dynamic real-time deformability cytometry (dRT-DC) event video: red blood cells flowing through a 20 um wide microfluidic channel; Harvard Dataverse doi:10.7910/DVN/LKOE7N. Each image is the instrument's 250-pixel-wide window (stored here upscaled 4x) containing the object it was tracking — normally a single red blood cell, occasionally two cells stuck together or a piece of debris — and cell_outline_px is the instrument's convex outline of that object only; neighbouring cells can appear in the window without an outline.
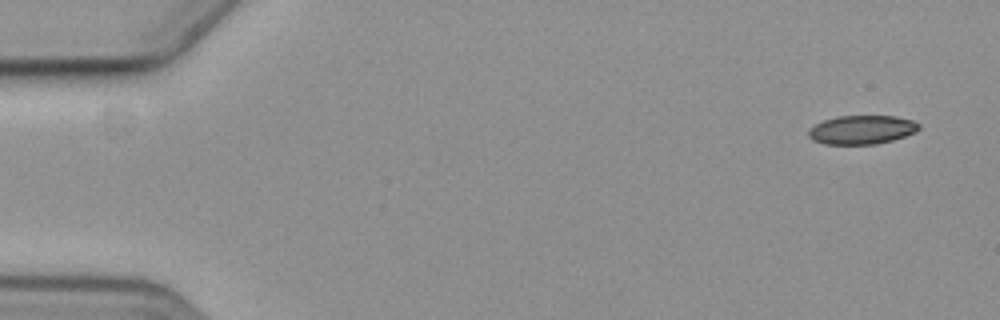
{"species": "common noctule bat (a hibernating species)", "species_latin": "Nyctalus noctula", "temperature_condition": "cold", "stored_images_in_passage": 5, "camera_frame_rate_fps": 3000, "um_per_image_px": 0.085, "animal": {"sex": "female", "body_mass_g": 19.3, "forearm_length_mm": 54.1}, "frame": {"image": 1, "passage_image": 1, "time_ms": 0.0, "image_size_px": [1000, 320], "cell_outline_px": [[920, 128], [916, 132], [892, 140], [876, 144], [824, 144], [812, 140], [808, 136], [808, 128], [824, 120], [840, 116], [896, 116], [912, 120], [920, 124]], "centroid_in_image_um": [73.25, 11.03], "position_along_channel_um": 11.8, "area_um2": 18.55}}